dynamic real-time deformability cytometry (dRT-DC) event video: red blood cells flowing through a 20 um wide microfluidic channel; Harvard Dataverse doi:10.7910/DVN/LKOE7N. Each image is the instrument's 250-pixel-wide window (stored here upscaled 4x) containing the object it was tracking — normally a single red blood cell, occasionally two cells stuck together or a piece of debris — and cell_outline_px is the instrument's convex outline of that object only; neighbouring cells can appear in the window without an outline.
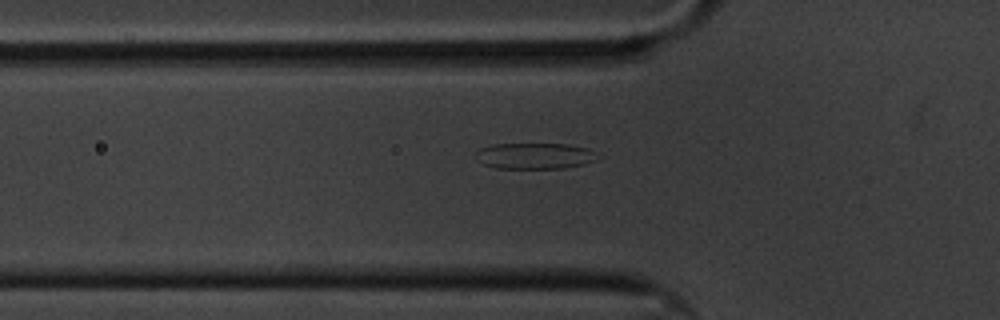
{"species": "common noctule bat (a hibernating species)", "species_latin": "Nyctalus noctula", "temperature_condition": "cold", "stored_images_in_passage": 42, "camera_frame_rate_fps": 3000, "um_per_image_px": 0.085, "animal": {"sex": "male", "body_mass_g": 20.1, "forearm_length_mm": 53.5}, "frame": {"image": 1, "passage_image": 2, "time_ms": 0.333, "image_size_px": [1000, 320], "cell_outline_px": [[604, 156], [600, 160], [584, 164], [564, 168], [496, 168], [484, 164], [476, 160], [476, 152], [480, 148], [492, 144], [568, 144], [588, 148]], "centroid_in_image_um": [45.54, 13.25], "position_along_channel_um": 80.3, "area_um2": 18.84}}
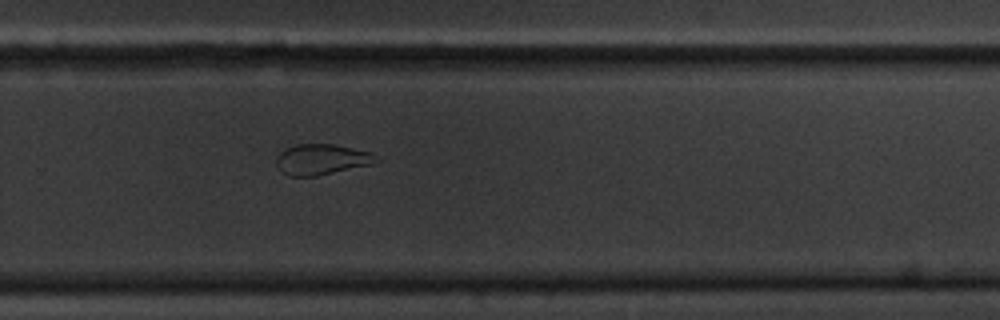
{"frame": {"image": 2, "passage_image": 22, "time_ms": 7.0, "image_size_px": [1000, 320], "cell_outline_px": [[380, 160], [372, 164], [316, 176], [288, 176], [276, 164], [276, 156], [284, 148], [296, 144], [332, 144], [368, 152]], "centroid_in_image_um": [27.28, 13.55], "position_along_channel_um": 302.5, "area_um2": 17.57}}
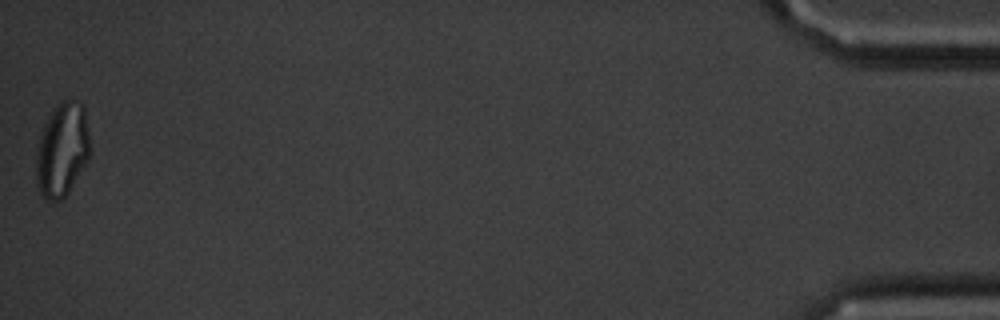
{"frame": {"image": 3, "passage_image": 42, "time_ms": 13.667, "image_size_px": [1000, 320], "cell_outline_px": [[88, 160], [68, 192], [60, 200], [48, 200], [40, 192], [36, 184], [36, 152], [40, 136], [44, 124], [52, 108], [56, 104], [68, 96], [84, 104], [88, 136]], "centroid_in_image_um": [5.26, 12.66], "position_along_channel_um": 429.9, "area_um2": 29.48}, "authors_computed_cell_mechanics": {"area_um2": 19.1029, "velocity_mm_per_s": 3.3214, "shape_relaxation_time_tau1_ms": 10.0413, "shape_relaxation_time_tau2_ms": 1.9301, "deformation_change_tau1": 0.2362, "deformation_change_tau2": 0.094}}